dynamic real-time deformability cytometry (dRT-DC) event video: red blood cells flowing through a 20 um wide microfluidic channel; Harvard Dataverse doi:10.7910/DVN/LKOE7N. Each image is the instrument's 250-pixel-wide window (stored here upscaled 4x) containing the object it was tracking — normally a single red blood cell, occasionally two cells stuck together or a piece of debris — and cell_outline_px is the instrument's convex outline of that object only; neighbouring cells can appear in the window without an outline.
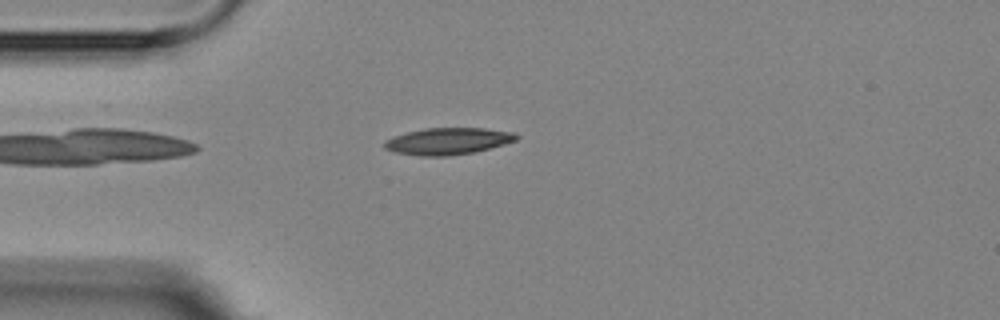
{"species": "Egyptian fruit bat (a non-hibernating species)", "species_latin": "Rousettus aegyptiacus", "temperature_condition": "room temperature", "stored_images_in_passage": 3, "camera_frame_rate_fps": 3000, "um_per_image_px": 0.085, "animal": {"sex": "female"}, "frame": {"image": 1, "passage_image": 3, "time_ms": 3.0, "image_size_px": [1000, 320], "cell_outline_px": [[520, 136], [516, 140], [504, 144], [472, 152], [448, 156], [420, 156], [396, 152], [384, 148], [384, 140], [392, 136], [424, 128], [484, 128], [516, 132]], "centroid_in_image_um": [38.07, 11.99], "position_along_channel_um": 46.9, "area_um2": 20.58}}